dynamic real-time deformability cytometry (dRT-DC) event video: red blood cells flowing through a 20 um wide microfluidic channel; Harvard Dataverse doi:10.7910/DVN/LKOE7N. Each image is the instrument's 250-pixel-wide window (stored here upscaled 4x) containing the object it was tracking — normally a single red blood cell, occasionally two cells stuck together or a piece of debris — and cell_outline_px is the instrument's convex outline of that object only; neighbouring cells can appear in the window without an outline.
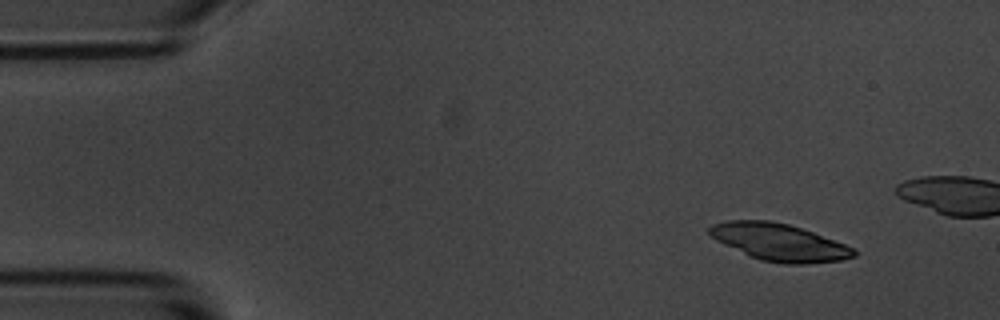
{"species": "common noctule bat (a hibernating species)", "species_latin": "Nyctalus noctula", "temperature_condition": "room temperature", "stored_images_in_passage": 5, "camera_frame_rate_fps": 3000, "um_per_image_px": 0.085, "animal": {"sex": "male", "body_mass_g": 20.1, "forearm_length_mm": 53.5}, "frame": {"image": 1, "passage_image": 1, "time_ms": 0.0, "image_size_px": [1000, 320], "cell_outline_px": [[856, 256], [840, 260], [804, 264], [784, 264], [760, 260], [724, 244], [708, 236], [708, 228], [712, 224], [728, 220], [768, 220], [788, 224], [812, 232], [844, 244], [852, 248], [856, 252]], "centroid_in_image_um": [66.18, 20.58], "position_along_channel_um": 18.8, "area_um2": 30.98}}